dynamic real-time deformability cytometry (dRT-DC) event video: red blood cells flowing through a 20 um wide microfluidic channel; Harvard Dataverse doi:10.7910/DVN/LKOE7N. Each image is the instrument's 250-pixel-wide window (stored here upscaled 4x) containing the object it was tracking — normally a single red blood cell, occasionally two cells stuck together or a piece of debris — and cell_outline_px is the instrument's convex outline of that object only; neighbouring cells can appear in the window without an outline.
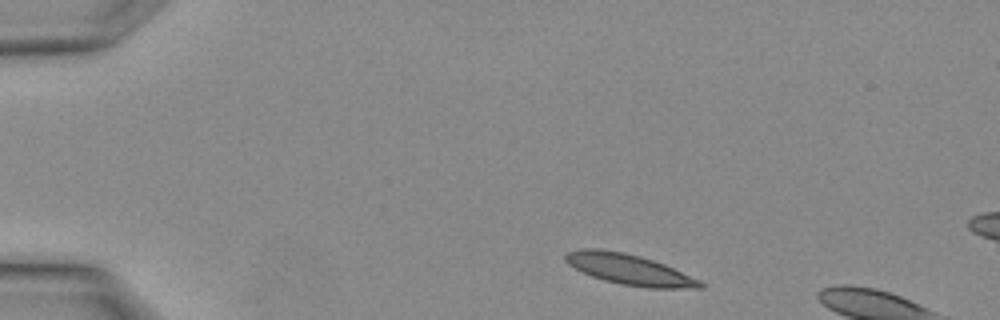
{"species": "Egyptian fruit bat (a non-hibernating species)", "species_latin": "Rousettus aegyptiacus", "temperature_condition": "warm", "stored_images_in_passage": 2, "camera_frame_rate_fps": 3000, "um_per_image_px": 0.085, "animal": {"sex": "female"}, "frame": {"image": 1, "passage_image": 1, "time_ms": 0.0, "image_size_px": [1000, 320], "cell_outline_px": [[704, 288], [648, 288], [620, 284], [604, 280], [592, 276], [568, 264], [564, 260], [564, 256], [568, 252], [580, 248], [600, 248], [624, 252], [640, 256], [664, 264], [700, 280], [704, 284]], "centroid_in_image_um": [53.48, 22.89], "position_along_channel_um": 31.5, "area_um2": 23.93}}